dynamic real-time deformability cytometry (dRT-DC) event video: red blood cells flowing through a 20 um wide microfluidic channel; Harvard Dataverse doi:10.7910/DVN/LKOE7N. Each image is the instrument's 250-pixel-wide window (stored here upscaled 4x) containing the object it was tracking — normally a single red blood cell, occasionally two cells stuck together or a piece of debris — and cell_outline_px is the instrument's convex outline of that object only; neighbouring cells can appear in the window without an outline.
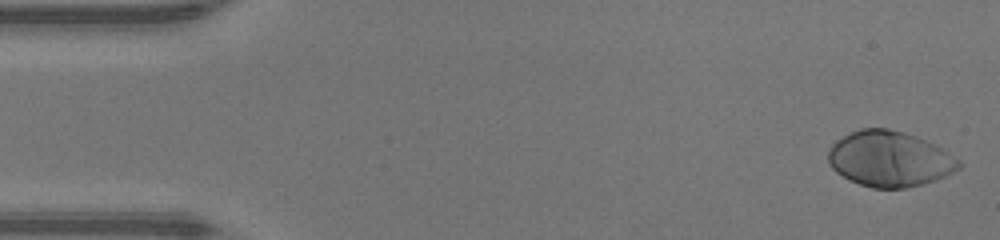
{"species": "human", "species_latin": "Homo sapiens", "temperature_condition": "warm", "stored_images_in_passage": 46, "camera_frame_rate_fps": 3000, "um_per_image_px": 0.085, "donor": {"sex": "male"}, "frame": {"image": 1, "passage_image": 1, "time_ms": 0.0, "image_size_px": [1000, 240], "cell_outline_px": [[964, 164], [960, 168], [944, 176], [920, 184], [904, 188], [872, 188], [860, 184], [836, 172], [828, 164], [828, 152], [832, 144], [836, 140], [860, 128], [888, 128], [904, 132], [916, 136], [940, 148], [960, 160]], "centroid_in_image_um": [75.59, 13.5], "position_along_channel_um": 9.4, "area_um2": 41.85}}
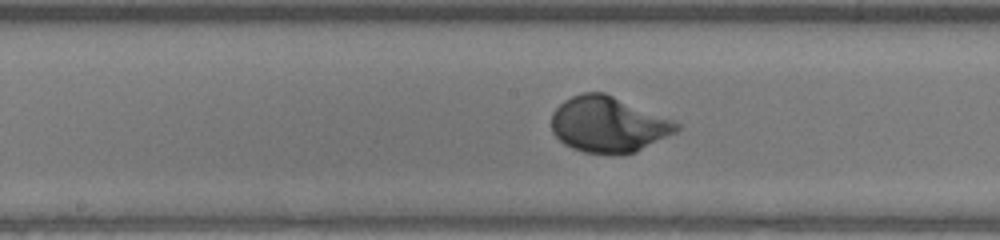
{"frame": {"image": 2, "passage_image": 23, "time_ms": 7.333, "image_size_px": [1000, 240], "cell_outline_px": [[680, 128], [676, 132], [636, 152], [584, 152], [572, 148], [564, 144], [552, 132], [552, 112], [564, 100], [572, 96], [584, 92], [604, 92], [672, 120], [680, 124]], "centroid_in_image_um": [51.68, 10.56], "position_along_channel_um": 196.5, "area_um2": 39.88}}
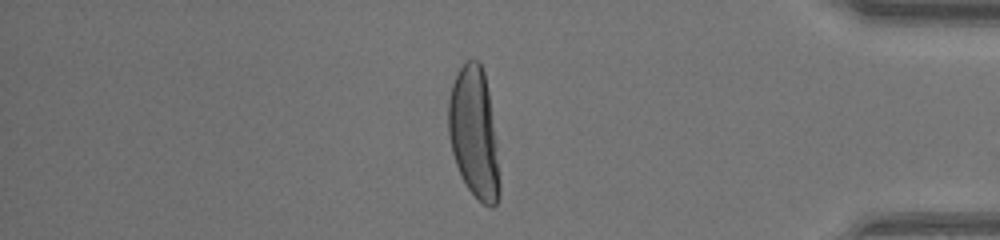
{"frame": {"image": 3, "passage_image": 39, "time_ms": 12.667, "image_size_px": [1000, 240], "cell_outline_px": [[500, 196], [496, 204], [492, 208], [484, 204], [468, 188], [456, 164], [452, 152], [448, 136], [448, 100], [452, 84], [456, 72], [464, 60], [476, 60], [480, 64], [484, 72], [488, 92], [496, 144], [500, 184]], "centroid_in_image_um": [40.28, 11.28], "position_along_channel_um": 394.9, "area_um2": 38.67}, "authors_computed_cell_mechanics": {"area_um2": 39.8531, "velocity_mm_per_s": 4.3717, "shape_relaxation_time_tau1_ms": 2.4428, "shape_relaxation_time_tau2_ms": null, "deformation_change_tau1": 0.2028, "deformation_change_tau2": null}}